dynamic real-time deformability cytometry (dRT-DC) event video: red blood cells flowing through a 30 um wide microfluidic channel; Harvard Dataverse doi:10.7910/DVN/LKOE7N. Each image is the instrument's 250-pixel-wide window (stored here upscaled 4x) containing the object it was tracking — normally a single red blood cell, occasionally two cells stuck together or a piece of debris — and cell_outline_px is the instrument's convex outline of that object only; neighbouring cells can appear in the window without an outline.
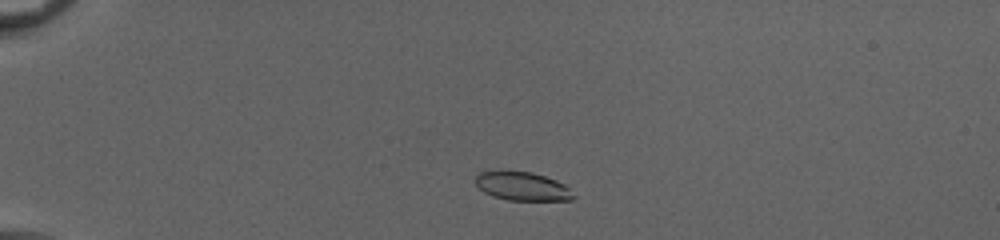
{"species": "common noctule bat (a hibernating species)", "species_latin": "Nyctalus noctula", "temperature_condition": "cold", "stored_images_in_passage": 44, "camera_frame_rate_fps": 3000, "um_per_image_px": 0.085, "animal": {"sex": "female", "body_mass_g": 20.0, "forearm_length_mm": 54.0}, "frame": {"image": 1, "passage_image": 5, "time_ms": 1.333, "image_size_px": [1000, 240], "cell_outline_px": [[576, 196], [572, 200], [508, 200], [492, 196], [484, 192], [472, 180], [480, 172], [532, 172], [556, 180], [564, 184]], "centroid_in_image_um": [44.4, 15.85], "position_along_channel_um": 40.6, "area_um2": 16.13}}
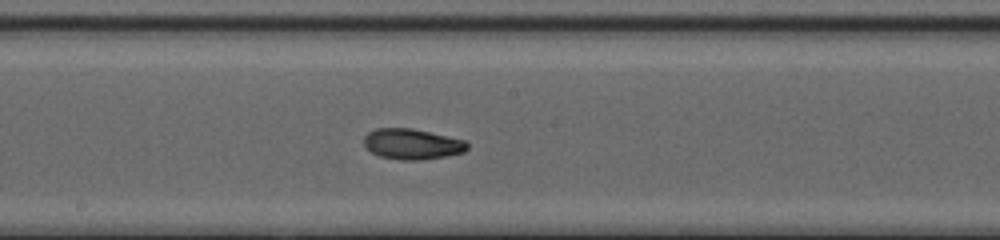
{"frame": {"image": 2, "passage_image": 22, "time_ms": 7.0, "image_size_px": [1000, 240], "cell_outline_px": [[468, 148], [464, 152], [444, 156], [420, 160], [400, 160], [380, 156], [372, 152], [364, 144], [364, 136], [368, 132], [376, 128], [412, 128], [464, 140], [468, 144]], "centroid_in_image_um": [35.01, 12.24], "position_along_channel_um": 213.2, "area_um2": 18.26}}
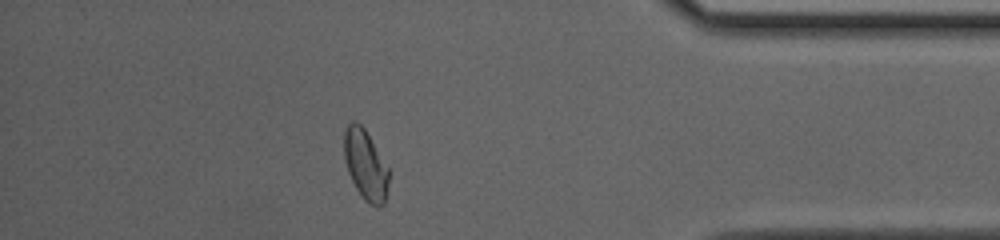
{"frame": {"image": 3, "passage_image": 38, "time_ms": 12.333, "image_size_px": [1000, 240], "cell_outline_px": [[388, 184], [384, 204], [368, 204], [364, 200], [356, 188], [348, 172], [344, 160], [344, 132], [348, 124], [352, 120], [356, 120], [364, 128], [388, 168]], "centroid_in_image_um": [31.04, 13.98], "position_along_channel_um": 404.2, "area_um2": 17.92}, "authors_computed_cell_mechanics": {"area_um2": 18.0625, "velocity_mm_per_s": 4.0758, "shape_relaxation_time_tau1_ms": 5.0524, "shape_relaxation_time_tau2_ms": 2.1638, "deformation_change_tau1": 0.1541, "deformation_change_tau2": 0.065}}